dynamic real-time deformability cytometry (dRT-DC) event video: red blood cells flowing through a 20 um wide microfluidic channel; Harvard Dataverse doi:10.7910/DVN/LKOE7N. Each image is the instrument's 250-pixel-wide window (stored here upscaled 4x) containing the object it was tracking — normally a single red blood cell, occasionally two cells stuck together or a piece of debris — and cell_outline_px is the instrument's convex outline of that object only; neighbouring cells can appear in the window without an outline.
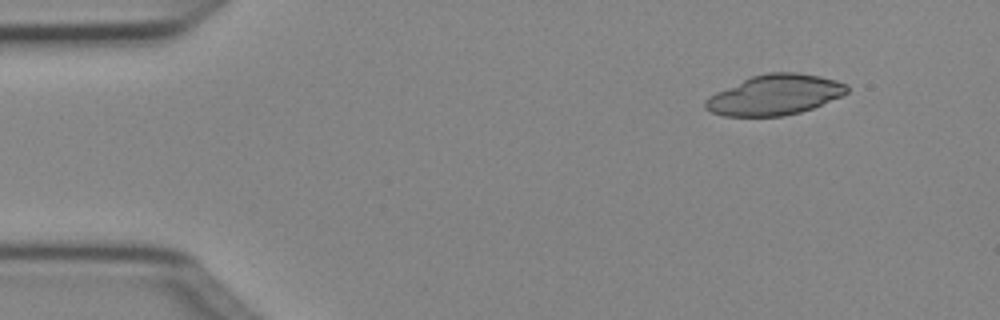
{"species": "Egyptian fruit bat (a non-hibernating species)", "species_latin": "Rousettus aegyptiacus", "temperature_condition": "cold", "stored_images_in_passage": 4, "camera_frame_rate_fps": 3000, "um_per_image_px": 0.085, "animal": {"sex": "female"}, "frame": {"image": 1, "passage_image": 2, "time_ms": 0.333, "image_size_px": [1000, 320], "cell_outline_px": [[848, 92], [840, 96], [812, 108], [800, 112], [784, 116], [724, 116], [712, 112], [704, 108], [704, 100], [708, 96], [716, 92], [752, 76], [768, 72], [796, 72], [820, 76], [836, 80], [848, 84]], "centroid_in_image_um": [65.85, 8.06], "position_along_channel_um": 19.2, "area_um2": 33.12}}